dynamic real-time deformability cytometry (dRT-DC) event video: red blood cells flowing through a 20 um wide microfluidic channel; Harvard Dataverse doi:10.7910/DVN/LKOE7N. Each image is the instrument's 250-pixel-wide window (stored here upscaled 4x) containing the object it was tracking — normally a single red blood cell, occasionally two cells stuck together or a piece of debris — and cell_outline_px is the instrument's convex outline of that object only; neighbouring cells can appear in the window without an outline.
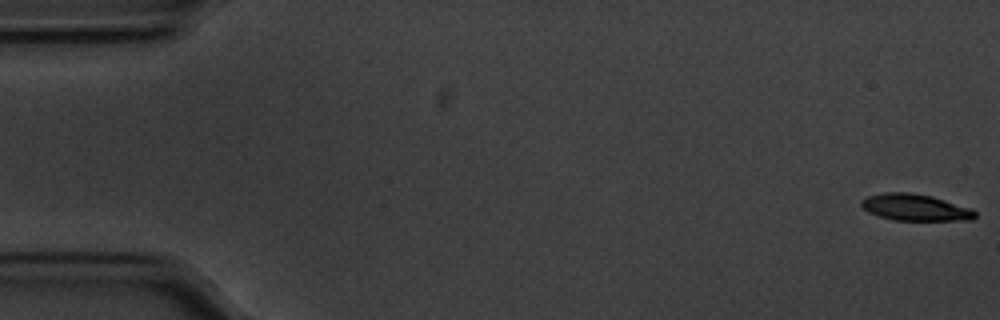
{"species": "common noctule bat (a hibernating species)", "species_latin": "Nyctalus noctula", "temperature_condition": "cold", "stored_images_in_passage": 56, "camera_frame_rate_fps": 3000, "um_per_image_px": 0.085, "animal": {"sex": "male", "body_mass_g": 20.1, "forearm_length_mm": 53.5}, "frame": {"image": 1, "passage_image": 1, "time_ms": 0.0, "image_size_px": [1000, 320], "cell_outline_px": [[976, 216], [972, 220], [892, 220], [868, 212], [860, 204], [860, 200], [868, 196], [884, 192], [908, 192], [932, 196], [972, 208], [976, 212]], "centroid_in_image_um": [77.8, 17.63], "position_along_channel_um": 7.2, "area_um2": 17.69}}
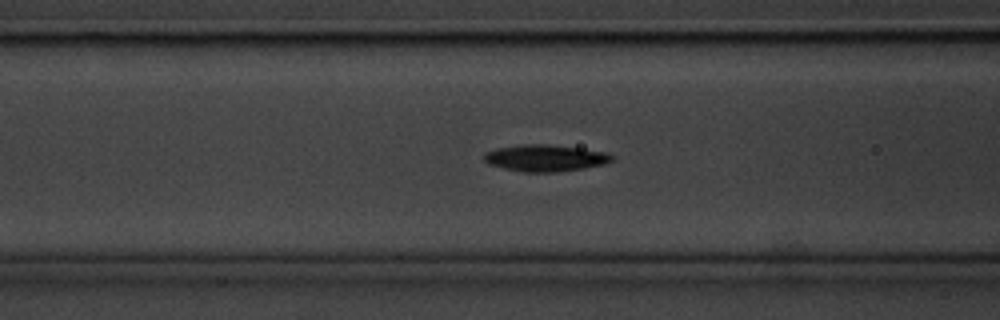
{"frame": {"image": 2, "passage_image": 22, "time_ms": 7.0, "image_size_px": [1000, 320], "cell_outline_px": [[612, 160], [604, 164], [584, 168], [552, 172], [524, 172], [504, 168], [492, 164], [484, 160], [484, 152], [496, 148], [524, 144], [548, 144], [580, 148], [608, 152], [612, 156]], "centroid_in_image_um": [46.35, 13.42], "position_along_channel_um": 120.2, "area_um2": 19.71}}
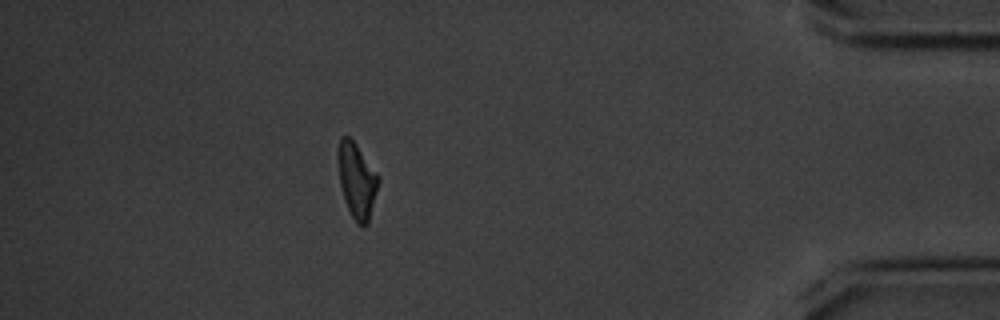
{"frame": {"image": 3, "passage_image": 50, "time_ms": 16.333, "image_size_px": [1000, 320], "cell_outline_px": [[380, 180], [368, 224], [364, 228], [356, 224], [348, 208], [340, 184], [336, 160], [336, 152], [340, 136], [348, 136], [356, 144], [380, 176]], "centroid_in_image_um": [30.32, 15.32], "position_along_channel_um": 404.9, "area_um2": 18.03}, "authors_computed_cell_mechanics": {"area_um2": 18.5538, "velocity_mm_per_s": 3.5638, "shape_relaxation_time_tau1_ms": 2.4172, "shape_relaxation_time_tau2_ms": null, "deformation_change_tau1": 0.146, "deformation_change_tau2": null}}